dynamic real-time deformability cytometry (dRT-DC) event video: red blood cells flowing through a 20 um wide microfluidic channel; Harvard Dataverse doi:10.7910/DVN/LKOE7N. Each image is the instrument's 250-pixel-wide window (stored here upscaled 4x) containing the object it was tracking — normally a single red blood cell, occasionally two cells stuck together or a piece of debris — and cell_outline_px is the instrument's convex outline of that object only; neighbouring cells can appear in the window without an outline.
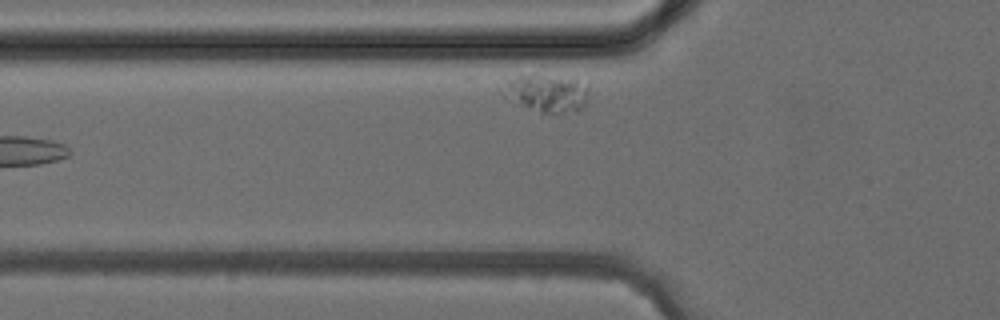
{"species": "common noctule bat (a hibernating species)", "species_latin": "Nyctalus noctula", "temperature_condition": "cold", "stored_images_in_passage": 6, "camera_frame_rate_fps": 3000, "um_per_image_px": 0.085, "animal": {"sex": "female", "body_mass_g": 24.6, "forearm_length_mm": 56.2}, "frame": {"image": 1, "passage_image": 5, "time_ms": 5.0, "image_size_px": [1000, 320], "cell_outline_px": [[588, 92], [584, 104], [580, 112], [540, 112], [524, 108], [504, 100], [496, 88], [496, 84], [532, 72], [576, 80], [588, 84]], "centroid_in_image_um": [46.29, 7.9], "position_along_channel_um": 79.5, "area_um2": 19.94}}
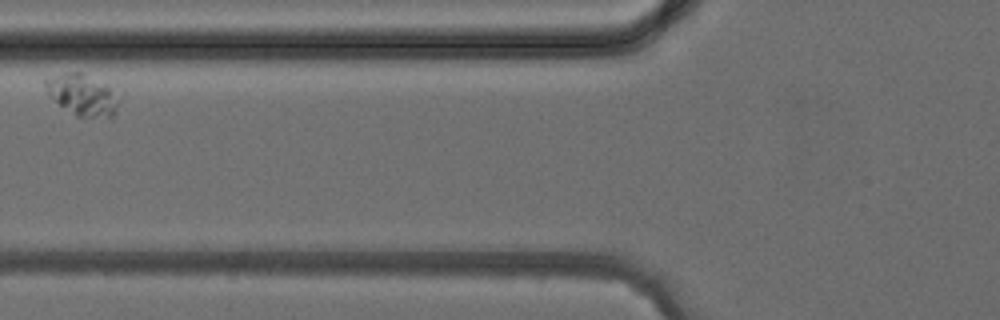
{"frame": {"image": 2, "passage_image": 6, "time_ms": 6.0, "image_size_px": [1000, 320], "cell_outline_px": [[116, 108], [112, 120], [76, 116], [48, 96], [44, 84], [44, 80], [64, 72], [80, 72], [108, 84], [116, 92]], "centroid_in_image_um": [7.01, 8.08], "position_along_channel_um": 118.8, "area_um2": 17.86}}